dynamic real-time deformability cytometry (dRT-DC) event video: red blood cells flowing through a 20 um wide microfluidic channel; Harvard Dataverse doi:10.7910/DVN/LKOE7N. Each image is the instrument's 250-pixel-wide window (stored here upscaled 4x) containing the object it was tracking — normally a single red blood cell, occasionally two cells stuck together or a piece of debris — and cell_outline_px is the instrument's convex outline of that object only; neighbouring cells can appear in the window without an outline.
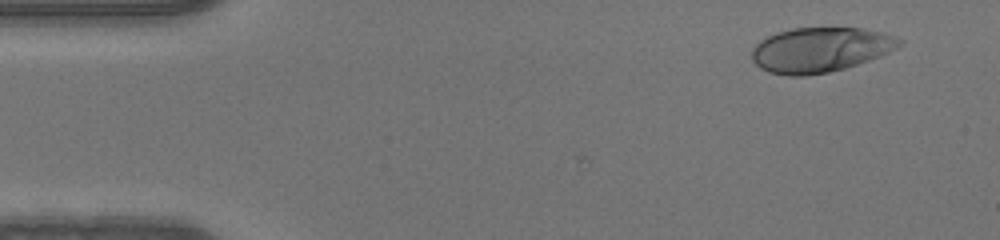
{"species": "human", "species_latin": "Homo sapiens", "temperature_condition": "warm", "stored_images_in_passage": 50, "camera_frame_rate_fps": 3000, "um_per_image_px": 0.085, "donor": {"sex": "male"}, "frame": {"image": 1, "passage_image": 4, "time_ms": 1.0, "image_size_px": [1000, 240], "cell_outline_px": [[904, 44], [880, 56], [844, 68], [828, 72], [804, 76], [788, 76], [768, 72], [760, 68], [752, 60], [752, 48], [760, 40], [776, 32], [792, 28], [864, 28], [896, 36], [904, 40]], "centroid_in_image_um": [69.72, 4.22], "position_along_channel_um": 15.3, "area_um2": 38.61}}
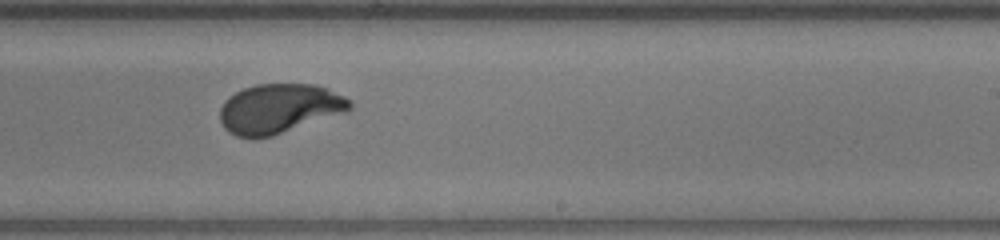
{"frame": {"image": 2, "passage_image": 30, "time_ms": 9.667, "image_size_px": [1000, 240], "cell_outline_px": [[352, 108], [348, 112], [272, 136], [236, 136], [228, 132], [224, 128], [220, 120], [220, 108], [224, 100], [236, 92], [244, 88], [256, 84], [312, 84], [324, 88], [344, 96], [352, 100]], "centroid_in_image_um": [23.75, 9.22], "position_along_channel_um": 265.2, "area_um2": 37.34}}
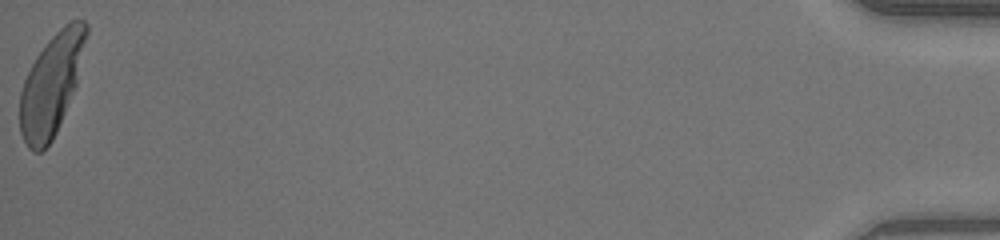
{"frame": {"image": 3, "passage_image": 50, "time_ms": 16.333, "image_size_px": [1000, 240], "cell_outline_px": [[88, 32], [76, 84], [56, 132], [52, 140], [40, 152], [32, 152], [28, 148], [20, 132], [20, 92], [24, 80], [36, 56], [48, 40], [64, 24], [72, 20], [84, 20], [88, 24]], "centroid_in_image_um": [4.36, 7.18], "position_along_channel_um": 430.8, "area_um2": 38.55}}